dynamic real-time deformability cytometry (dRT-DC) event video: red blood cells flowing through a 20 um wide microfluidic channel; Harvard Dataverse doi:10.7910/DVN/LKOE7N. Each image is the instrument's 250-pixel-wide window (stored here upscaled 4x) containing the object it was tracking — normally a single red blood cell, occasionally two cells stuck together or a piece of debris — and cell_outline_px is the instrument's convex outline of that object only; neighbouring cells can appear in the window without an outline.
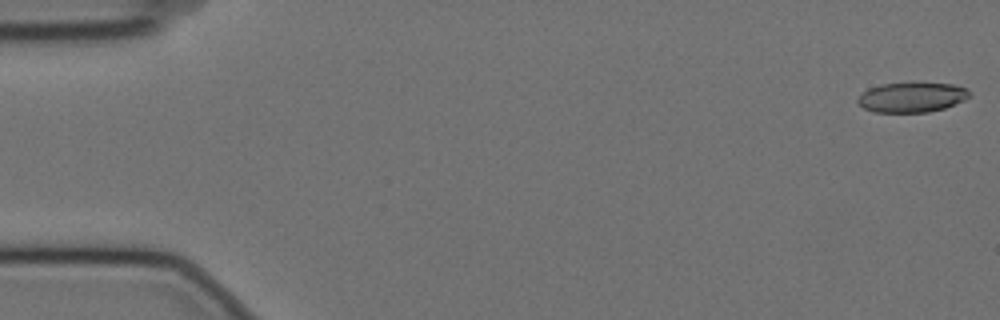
{"species": "Egyptian fruit bat (a non-hibernating species)", "species_latin": "Rousettus aegyptiacus", "temperature_condition": "cold", "stored_images_in_passage": 57, "camera_frame_rate_fps": 3000, "um_per_image_px": 0.085, "animal": {"sex": "female"}, "frame": {"image": 1, "passage_image": 1, "time_ms": 0.0, "image_size_px": [1000, 320], "cell_outline_px": [[972, 96], [964, 100], [944, 108], [928, 112], [872, 112], [864, 108], [856, 100], [868, 88], [880, 84], [912, 80], [952, 84], [964, 88], [972, 92]], "centroid_in_image_um": [77.52, 8.22], "position_along_channel_um": 7.5, "area_um2": 20.17}}
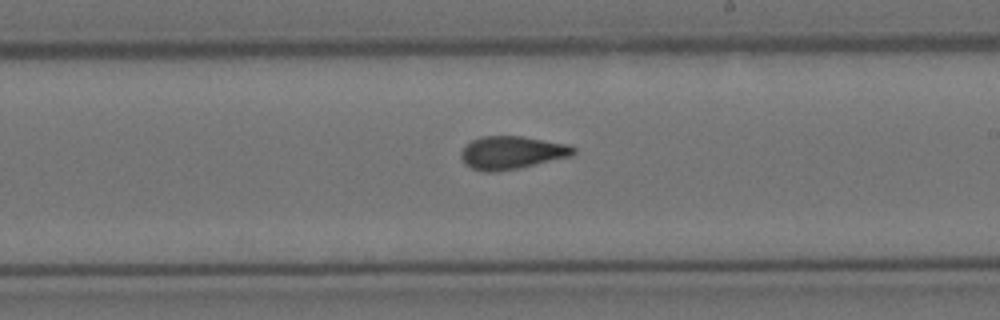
{"frame": {"image": 2, "passage_image": 33, "time_ms": 10.667, "image_size_px": [1000, 320], "cell_outline_px": [[576, 152], [572, 156], [520, 168], [496, 172], [484, 172], [472, 168], [464, 164], [460, 156], [460, 152], [472, 140], [480, 136], [520, 136], [572, 144], [576, 148]], "centroid_in_image_um": [43.53, 12.97], "position_along_channel_um": 245.5, "area_um2": 21.91}}
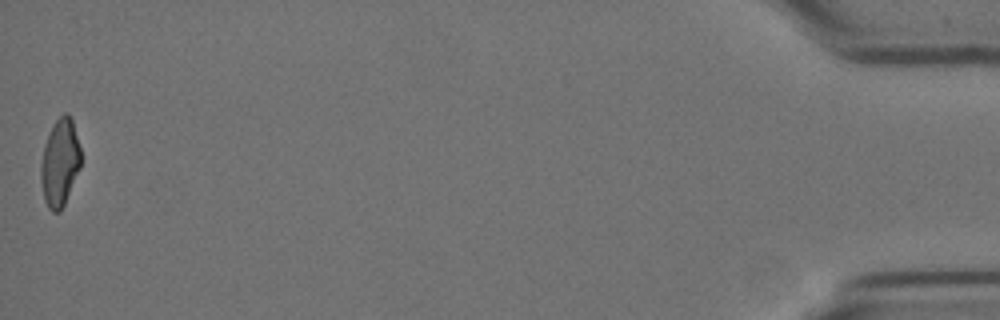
{"frame": {"image": 3, "passage_image": 57, "time_ms": 18.667, "image_size_px": [1000, 320], "cell_outline_px": [[80, 168], [64, 204], [60, 212], [52, 212], [48, 208], [44, 200], [40, 180], [40, 164], [44, 144], [52, 124], [64, 112], [68, 112], [72, 120], [80, 148]], "centroid_in_image_um": [5.06, 13.82], "position_along_channel_um": 430.1, "area_um2": 20.46}, "authors_computed_cell_mechanics": {"area_um2": 21.3282, "velocity_mm_per_s": 3.5265, "shape_relaxation_time_tau1_ms": 7.9152, "shape_relaxation_time_tau2_ms": 1.8981, "deformation_change_tau1": 0.1795, "deformation_change_tau2": 0.0816}}